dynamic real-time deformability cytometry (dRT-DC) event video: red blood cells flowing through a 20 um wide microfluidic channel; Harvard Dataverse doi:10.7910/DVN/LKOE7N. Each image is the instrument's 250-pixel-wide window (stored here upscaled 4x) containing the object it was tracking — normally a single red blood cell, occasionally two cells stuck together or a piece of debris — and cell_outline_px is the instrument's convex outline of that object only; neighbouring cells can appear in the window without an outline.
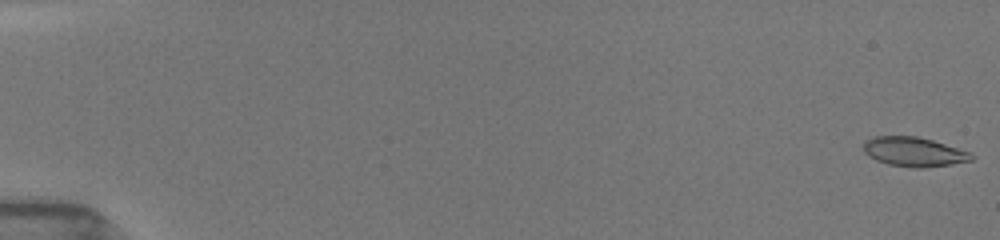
{"species": "common noctule bat (a hibernating species)", "species_latin": "Nyctalus noctula", "temperature_condition": "room temperature", "stored_images_in_passage": 53, "camera_frame_rate_fps": 3000, "um_per_image_px": 0.085, "animal": {"sex": "female", "body_mass_g": 19.5, "forearm_length_mm": 54.1}, "frame": {"image": 1, "passage_image": 1, "time_ms": 0.0, "image_size_px": [1000, 240], "cell_outline_px": [[976, 156], [972, 160], [952, 164], [924, 168], [916, 168], [888, 164], [876, 160], [868, 156], [864, 152], [864, 140], [876, 136], [916, 136], [932, 140], [972, 152]], "centroid_in_image_um": [77.71, 12.91], "position_along_channel_um": 7.3, "area_um2": 18.61}}
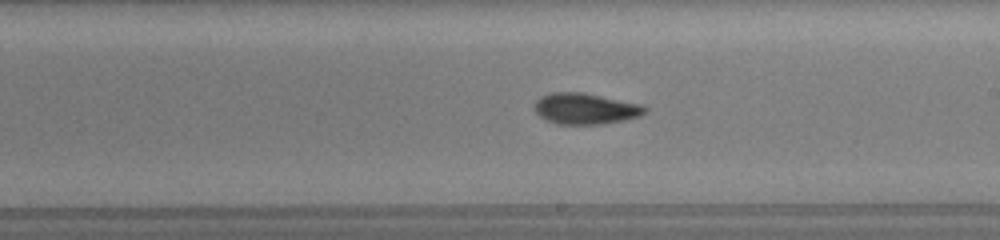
{"frame": {"image": 2, "passage_image": 32, "time_ms": 10.333, "image_size_px": [1000, 240], "cell_outline_px": [[648, 108], [640, 116], [624, 120], [600, 124], [556, 124], [544, 120], [532, 108], [532, 104], [540, 96], [552, 92], [584, 92], [640, 104]], "centroid_in_image_um": [49.69, 9.23], "position_along_channel_um": 239.3, "area_um2": 20.17}}
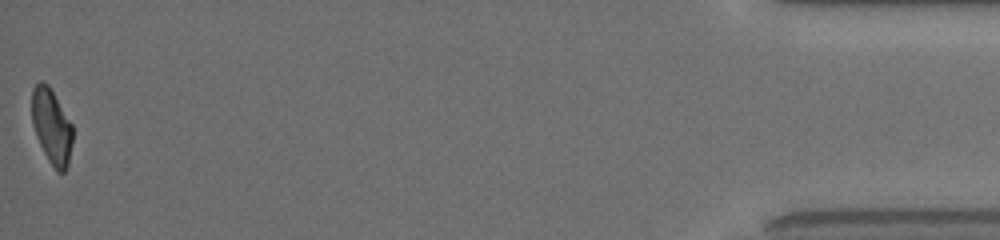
{"frame": {"image": 3, "passage_image": 53, "time_ms": 17.333, "image_size_px": [1000, 240], "cell_outline_px": [[72, 144], [68, 164], [64, 172], [56, 172], [48, 160], [36, 136], [32, 124], [32, 88], [40, 80], [48, 84], [72, 124]], "centroid_in_image_um": [4.38, 10.75], "position_along_channel_um": 430.8, "area_um2": 17.8}, "authors_computed_cell_mechanics": {"area_um2": 18.785, "velocity_mm_per_s": 3.9681, "shape_relaxation_time_tau1_ms": 4.2053, "shape_relaxation_time_tau2_ms": 2.8155, "deformation_change_tau1": 0.1792, "deformation_change_tau2": 0.0916}}